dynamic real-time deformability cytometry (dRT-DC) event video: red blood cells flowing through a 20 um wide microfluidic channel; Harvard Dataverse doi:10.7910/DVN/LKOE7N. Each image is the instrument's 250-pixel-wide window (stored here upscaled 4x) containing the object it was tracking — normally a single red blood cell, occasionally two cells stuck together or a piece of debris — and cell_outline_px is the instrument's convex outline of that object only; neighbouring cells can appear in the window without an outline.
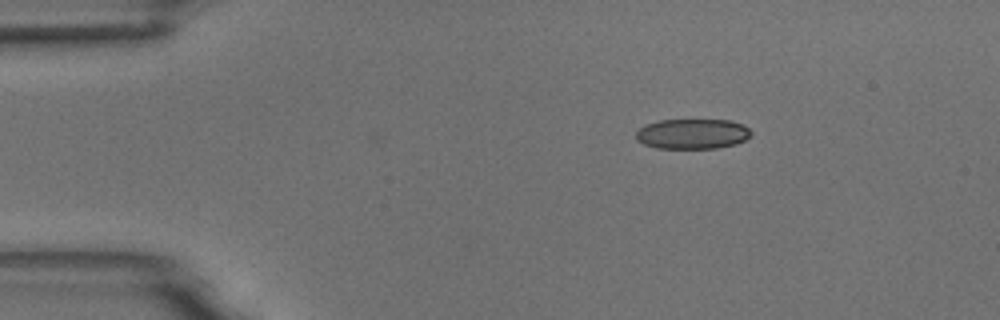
{"species": "common noctule bat (a hibernating species)", "species_latin": "Nyctalus noctula", "temperature_condition": "room temperature", "stored_images_in_passage": 3, "camera_frame_rate_fps": 3000, "um_per_image_px": 0.085, "animal": {"sex": "male", "body_mass_g": 18.8}, "frame": {"image": 1, "passage_image": 1, "time_ms": 0.0, "image_size_px": [1000, 320], "cell_outline_px": [[752, 136], [736, 144], [716, 148], [656, 148], [644, 144], [636, 140], [636, 132], [644, 124], [660, 120], [732, 120], [748, 128], [752, 132]], "centroid_in_image_um": [58.85, 11.38], "position_along_channel_um": 26.2, "area_um2": 20.29}}